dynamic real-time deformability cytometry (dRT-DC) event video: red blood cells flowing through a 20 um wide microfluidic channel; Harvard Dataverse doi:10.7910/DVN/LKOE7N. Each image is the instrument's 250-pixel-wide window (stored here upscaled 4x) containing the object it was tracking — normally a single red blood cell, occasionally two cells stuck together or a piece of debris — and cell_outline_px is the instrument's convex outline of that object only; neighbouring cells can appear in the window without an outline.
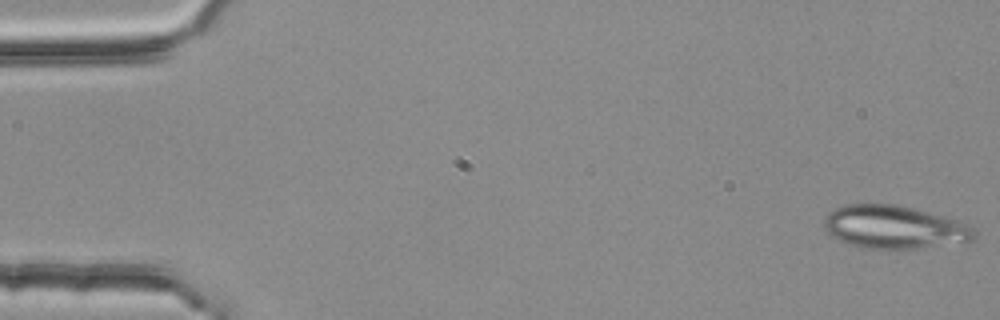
{"species": "common noctule bat (a hibernating species)", "species_latin": "Nyctalus noctula", "temperature_condition": "room temperature", "stored_images_in_passage": 53, "camera_frame_rate_fps": 3000, "um_per_image_px": 0.085, "animal": {"sex": "female", "body_mass_g": 25.1}, "frame": {"image": 1, "passage_image": 1, "time_ms": 0.0, "image_size_px": [1000, 320], "cell_outline_px": [[976, 236], [972, 240], [916, 248], [864, 248], [840, 240], [828, 232], [824, 228], [824, 220], [828, 212], [844, 204], [896, 204], [912, 208], [956, 220], [972, 228], [976, 232]], "centroid_in_image_um": [75.96, 19.29], "position_along_channel_um": 9.0, "area_um2": 36.88}}
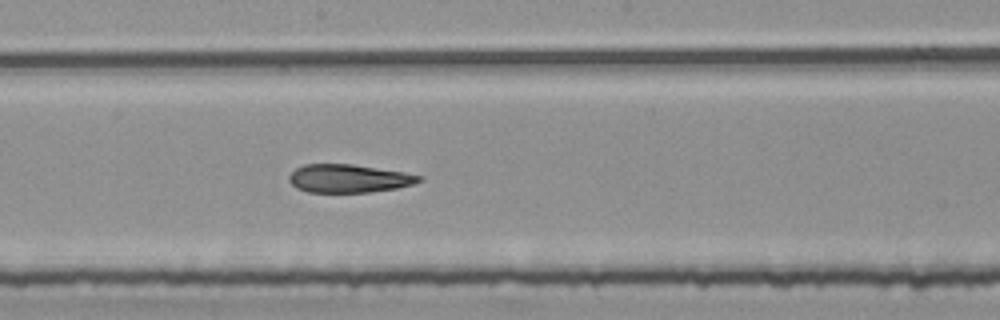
{"frame": {"image": 2, "passage_image": 29, "time_ms": 9.333, "image_size_px": [1000, 320], "cell_outline_px": [[424, 180], [412, 184], [396, 188], [368, 192], [308, 192], [296, 188], [288, 180], [288, 176], [296, 168], [304, 164], [352, 164], [404, 172], [424, 176]], "centroid_in_image_um": [29.64, 15.16], "position_along_channel_um": 218.6, "area_um2": 21.39}}
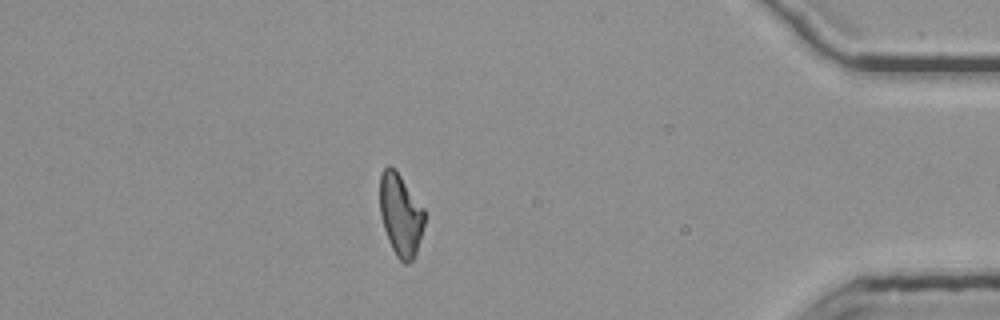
{"frame": {"image": 3, "passage_image": 47, "time_ms": 15.333, "image_size_px": [1000, 320], "cell_outline_px": [[424, 224], [416, 252], [412, 260], [408, 264], [404, 264], [396, 256], [388, 240], [380, 216], [380, 176], [384, 168], [388, 164], [396, 168], [424, 208]], "centroid_in_image_um": [34.04, 18.22], "position_along_channel_um": 401.2, "area_um2": 21.5}, "authors_computed_cell_mechanics": {"area_um2": 22.7732, "velocity_mm_per_s": 3.7892, "shape_relaxation_time_tau1_ms": null, "shape_relaxation_time_tau2_ms": 7.3374, "deformation_change_tau1": null, "deformation_change_tau2": 0.1656}}